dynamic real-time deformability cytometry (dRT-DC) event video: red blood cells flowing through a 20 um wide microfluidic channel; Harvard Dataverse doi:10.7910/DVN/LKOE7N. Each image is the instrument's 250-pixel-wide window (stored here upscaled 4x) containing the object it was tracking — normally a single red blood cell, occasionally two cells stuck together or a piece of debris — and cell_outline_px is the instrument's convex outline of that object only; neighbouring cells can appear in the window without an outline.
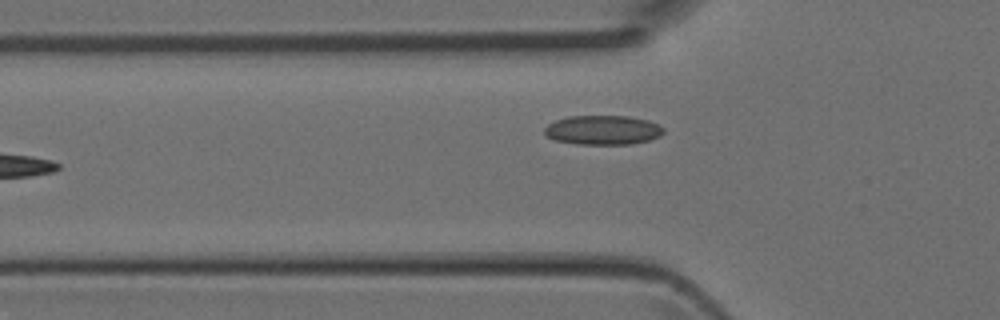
{"species": "Egyptian fruit bat (a non-hibernating species)", "species_latin": "Rousettus aegyptiacus", "temperature_condition": "room temperature", "stored_images_in_passage": 5, "camera_frame_rate_fps": 3000, "um_per_image_px": 0.085, "animal": {"sex": "female"}, "frame": {"image": 1, "passage_image": 4, "time_ms": 1.0, "image_size_px": [1000, 320], "cell_outline_px": [[664, 132], [660, 136], [648, 140], [632, 144], [576, 144], [556, 140], [544, 136], [544, 128], [548, 124], [556, 120], [568, 116], [628, 116], [648, 120], [660, 124], [664, 128]], "centroid_in_image_um": [51.24, 11.05], "position_along_channel_um": 74.6, "area_um2": 20.52}}
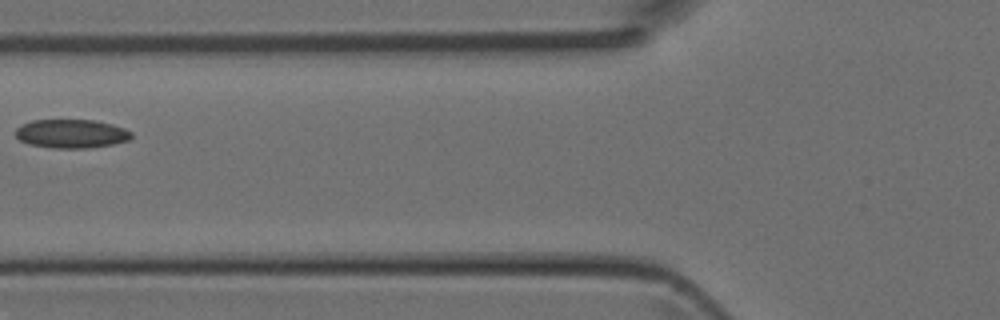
{"frame": {"image": 2, "passage_image": 5, "time_ms": 1.333, "image_size_px": [1000, 320], "cell_outline_px": [[132, 136], [128, 140], [112, 144], [88, 148], [52, 148], [28, 144], [20, 140], [16, 136], [16, 128], [32, 120], [96, 120], [112, 124], [124, 128], [132, 132]], "centroid_in_image_um": [6.07, 11.36], "position_along_channel_um": 119.7, "area_um2": 19.36}}